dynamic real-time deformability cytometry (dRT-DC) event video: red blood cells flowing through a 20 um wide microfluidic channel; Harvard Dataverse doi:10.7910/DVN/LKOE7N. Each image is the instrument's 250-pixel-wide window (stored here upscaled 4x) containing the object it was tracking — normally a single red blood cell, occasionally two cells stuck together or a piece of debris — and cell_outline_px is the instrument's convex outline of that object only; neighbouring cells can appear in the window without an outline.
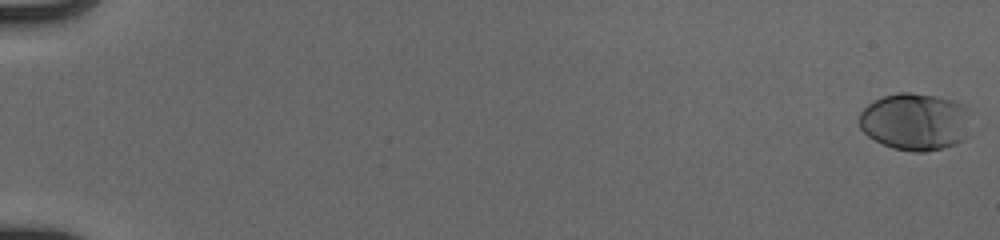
{"species": "human", "species_latin": "Homo sapiens", "temperature_condition": "cold", "stored_images_in_passage": 55, "camera_frame_rate_fps": 3000, "um_per_image_px": 0.085, "donor": {"sex": "male"}, "frame": {"image": 1, "passage_image": 1, "time_ms": 0.0, "image_size_px": [1000, 240], "cell_outline_px": [[972, 136], [956, 144], [944, 148], [924, 152], [912, 152], [892, 148], [868, 136], [860, 128], [860, 112], [868, 104], [884, 96], [900, 92], [912, 92], [936, 96], [952, 100], [964, 104], [972, 112]], "centroid_in_image_um": [77.91, 10.35], "position_along_channel_um": 7.1, "area_um2": 38.26}}
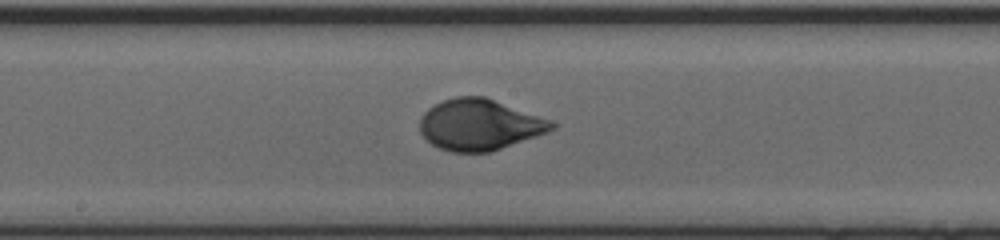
{"frame": {"image": 2, "passage_image": 32, "time_ms": 10.333, "image_size_px": [1000, 240], "cell_outline_px": [[556, 128], [548, 132], [492, 152], [452, 152], [440, 148], [432, 144], [420, 132], [420, 116], [428, 108], [444, 100], [456, 96], [484, 96], [548, 120], [556, 124]], "centroid_in_image_um": [40.73, 10.61], "position_along_channel_um": 207.5, "area_um2": 38.9}}
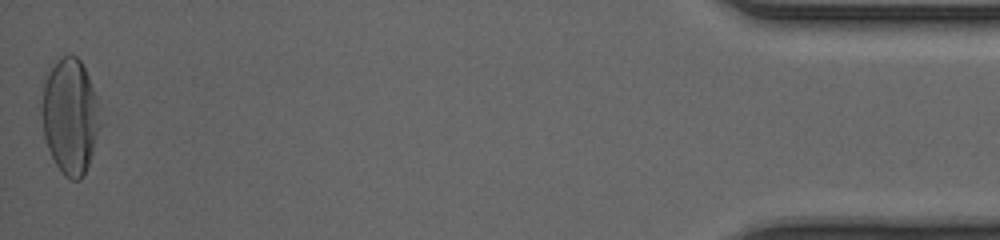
{"frame": {"image": 3, "passage_image": 55, "time_ms": 18.0, "image_size_px": [1000, 240], "cell_outline_px": [[100, 128], [84, 176], [80, 180], [72, 180], [64, 176], [56, 164], [48, 148], [44, 136], [40, 112], [40, 104], [44, 72], [52, 60], [64, 56], [76, 56], [80, 60], [88, 76], [96, 96], [100, 124]], "centroid_in_image_um": [5.89, 9.82], "position_along_channel_um": 429.3, "area_um2": 39.94}, "authors_computed_cell_mechanics": {"area_um2": 37.4544, "velocity_mm_per_s": 3.9416, "shape_relaxation_time_tau1_ms": 3.1412, "shape_relaxation_time_tau2_ms": null, "deformation_change_tau1": 0.183, "deformation_change_tau2": null}}